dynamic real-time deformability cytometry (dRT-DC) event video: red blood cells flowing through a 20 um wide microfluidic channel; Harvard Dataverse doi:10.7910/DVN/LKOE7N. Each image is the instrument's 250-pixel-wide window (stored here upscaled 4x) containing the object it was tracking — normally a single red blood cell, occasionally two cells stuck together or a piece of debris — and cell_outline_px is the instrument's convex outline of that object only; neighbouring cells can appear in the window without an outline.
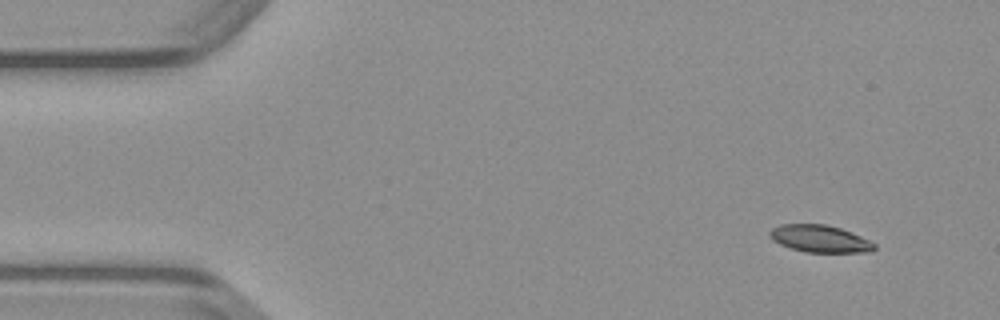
{"species": "common noctule bat (a hibernating species)", "species_latin": "Nyctalus noctula", "temperature_condition": "warm", "stored_images_in_passage": 46, "camera_frame_rate_fps": 3000, "um_per_image_px": 0.085, "animal": {"sex": "male", "body_mass_g": 23.1, "forearm_length_mm": 52.7}, "frame": {"image": 1, "passage_image": 1, "time_ms": 0.0, "image_size_px": [1000, 320], "cell_outline_px": [[876, 248], [872, 252], [804, 252], [780, 244], [772, 240], [768, 236], [768, 232], [772, 228], [780, 224], [824, 224], [840, 228], [852, 232], [876, 244]], "centroid_in_image_um": [69.67, 20.29], "position_along_channel_um": 15.3, "area_um2": 16.65}}
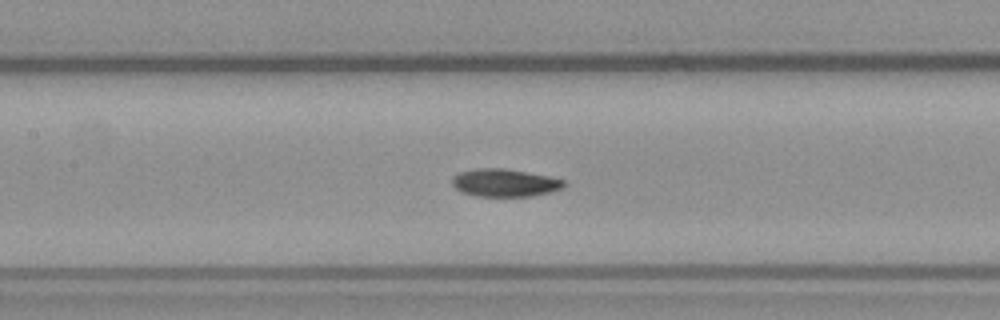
{"frame": {"image": 2, "passage_image": 19, "time_ms": 6.0, "image_size_px": [1000, 320], "cell_outline_px": [[568, 184], [564, 188], [532, 196], [476, 196], [460, 192], [452, 184], [452, 176], [460, 172], [476, 168], [504, 168], [548, 176], [564, 180]], "centroid_in_image_um": [42.89, 15.53], "position_along_channel_um": 164.5, "area_um2": 18.15}}
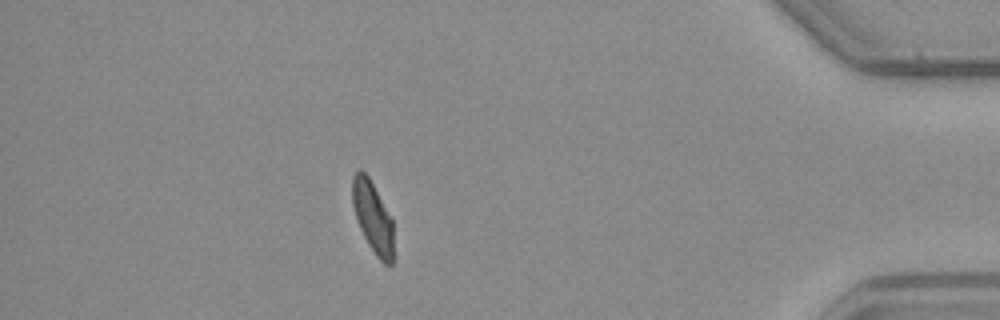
{"frame": {"image": 3, "passage_image": 40, "time_ms": 13.0, "image_size_px": [1000, 320], "cell_outline_px": [[392, 264], [384, 264], [376, 256], [368, 244], [360, 228], [352, 204], [352, 176], [356, 168], [360, 168], [368, 176], [392, 220]], "centroid_in_image_um": [31.64, 18.41], "position_along_channel_um": 403.6, "area_um2": 16.76}}